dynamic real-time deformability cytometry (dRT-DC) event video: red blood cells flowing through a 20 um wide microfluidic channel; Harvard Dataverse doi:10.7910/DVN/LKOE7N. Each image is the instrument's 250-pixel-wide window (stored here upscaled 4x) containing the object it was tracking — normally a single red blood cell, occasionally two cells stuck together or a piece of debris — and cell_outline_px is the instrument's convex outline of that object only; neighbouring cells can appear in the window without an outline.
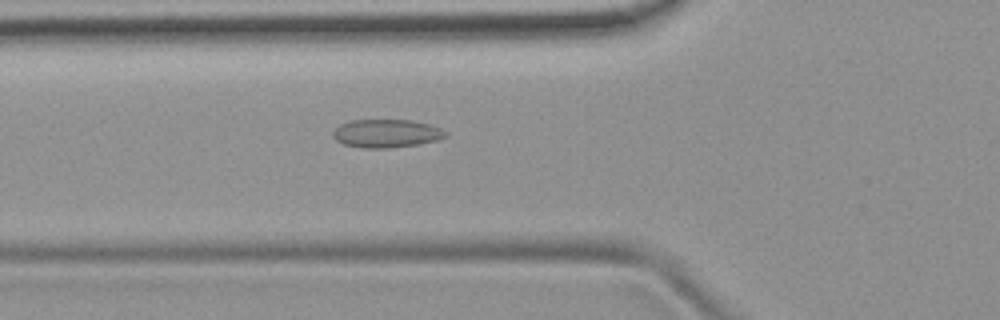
{"species": "common noctule bat (a hibernating species)", "species_latin": "Nyctalus noctula", "temperature_condition": "room temperature", "stored_images_in_passage": 38, "camera_frame_rate_fps": 3000, "um_per_image_px": 0.085, "animal": {"sex": "female", "body_mass_g": 19.9}, "frame": {"image": 1, "passage_image": 6, "time_ms": 1.667, "image_size_px": [1000, 320], "cell_outline_px": [[448, 136], [440, 140], [416, 144], [388, 148], [364, 148], [344, 144], [336, 140], [332, 136], [332, 132], [340, 124], [352, 120], [412, 120], [428, 124], [440, 128], [448, 132]], "centroid_in_image_um": [32.86, 11.34], "position_along_channel_um": 92.9, "area_um2": 18.55}}
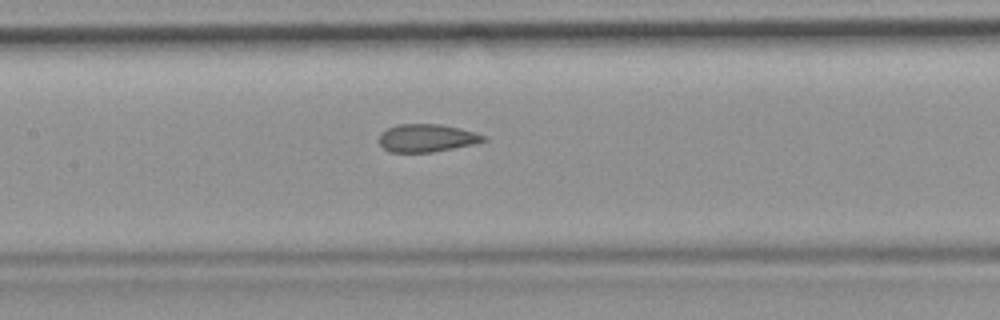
{"frame": {"image": 2, "passage_image": 12, "time_ms": 3.667, "image_size_px": [1000, 320], "cell_outline_px": [[488, 140], [472, 144], [432, 152], [388, 152], [380, 144], [380, 132], [396, 124], [440, 124], [460, 128], [488, 136]], "centroid_in_image_um": [36.28, 11.72], "position_along_channel_um": 171.1, "area_um2": 16.94}}
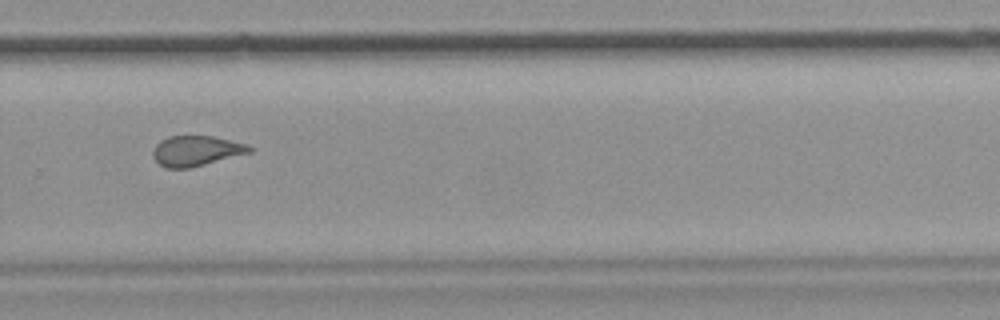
{"frame": {"image": 3, "passage_image": 23, "time_ms": 7.333, "image_size_px": [1000, 320], "cell_outline_px": [[252, 152], [192, 168], [164, 168], [152, 156], [152, 152], [156, 144], [160, 140], [168, 136], [212, 136], [244, 144], [252, 148]], "centroid_in_image_um": [16.64, 12.83], "position_along_channel_um": 313.2, "area_um2": 16.99}, "authors_computed_cell_mechanics": {"area_um2": 17.7157, "velocity_mm_per_s": 3.8881, "shape_relaxation_time_tau1_ms": null, "shape_relaxation_time_tau2_ms": 1.3832, "deformation_change_tau1": null, "deformation_change_tau2": 0.0692}}